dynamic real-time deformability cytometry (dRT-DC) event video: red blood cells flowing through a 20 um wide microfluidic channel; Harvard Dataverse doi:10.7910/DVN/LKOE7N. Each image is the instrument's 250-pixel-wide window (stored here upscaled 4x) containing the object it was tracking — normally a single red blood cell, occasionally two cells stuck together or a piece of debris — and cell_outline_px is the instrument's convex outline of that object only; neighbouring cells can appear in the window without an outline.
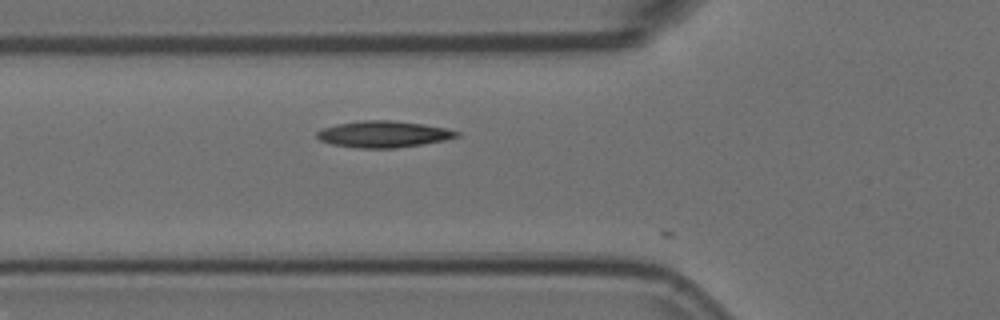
{"species": "Egyptian fruit bat (a non-hibernating species)", "species_latin": "Rousettus aegyptiacus", "temperature_condition": "room temperature", "stored_images_in_passage": 3, "camera_frame_rate_fps": 3000, "um_per_image_px": 0.085, "animal": {"sex": "female"}, "frame": {"image": 1, "passage_image": 2, "time_ms": 0.333, "image_size_px": [1000, 320], "cell_outline_px": [[460, 136], [444, 140], [396, 148], [356, 148], [332, 144], [320, 140], [316, 136], [316, 132], [324, 128], [336, 124], [360, 120], [388, 120], [424, 124], [444, 128], [460, 132]], "centroid_in_image_um": [32.57, 11.4], "position_along_channel_um": 93.2, "area_um2": 21.44}}